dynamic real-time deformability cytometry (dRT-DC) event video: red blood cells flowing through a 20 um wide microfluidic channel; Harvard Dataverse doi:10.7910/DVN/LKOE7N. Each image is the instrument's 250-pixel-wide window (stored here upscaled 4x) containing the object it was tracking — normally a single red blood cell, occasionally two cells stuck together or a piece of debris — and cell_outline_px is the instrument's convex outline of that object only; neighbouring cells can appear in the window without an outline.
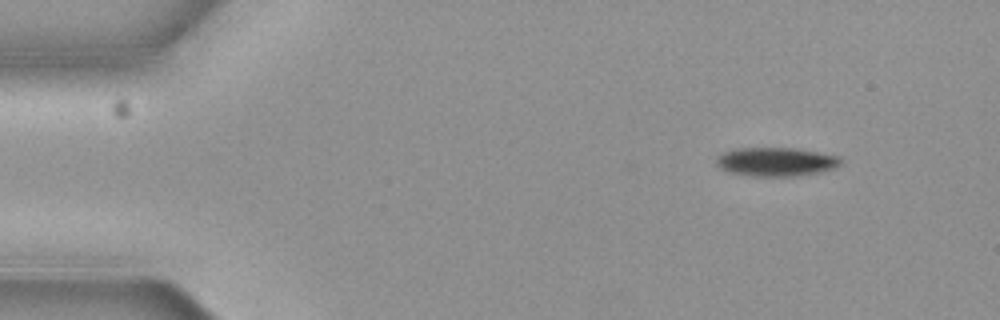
{"species": "common noctule bat (a hibernating species)", "species_latin": "Nyctalus noctula", "temperature_condition": "cold", "stored_images_in_passage": 5, "camera_frame_rate_fps": 3000, "um_per_image_px": 0.085, "animal": {"sex": "female", "body_mass_g": 19.3, "forearm_length_mm": 54.1}, "frame": {"image": 1, "passage_image": 1, "time_ms": 0.0, "image_size_px": [1000, 320], "cell_outline_px": [[840, 164], [832, 168], [820, 172], [796, 176], [752, 176], [728, 172], [720, 168], [716, 164], [716, 160], [724, 152], [740, 148], [792, 148], [840, 156]], "centroid_in_image_um": [65.94, 13.76], "position_along_channel_um": 19.1, "area_um2": 20.58}}
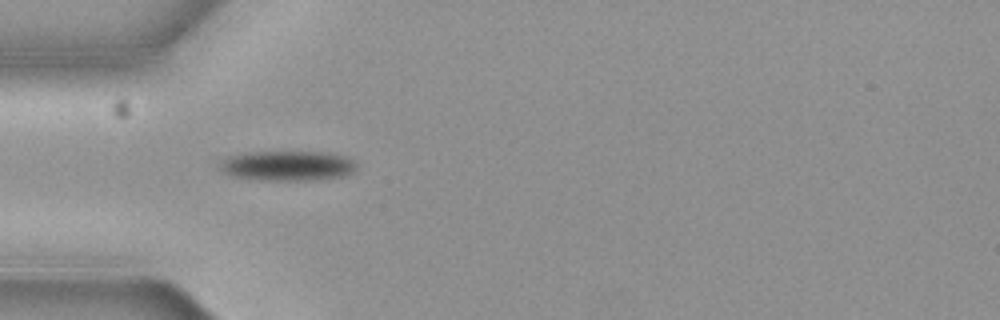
{"frame": {"image": 2, "passage_image": 4, "time_ms": 1.0, "image_size_px": [1000, 320], "cell_outline_px": [[356, 168], [352, 172], [344, 176], [312, 180], [264, 180], [232, 176], [224, 172], [220, 168], [220, 164], [228, 156], [248, 152], [320, 152], [344, 156], [352, 160], [356, 164]], "centroid_in_image_um": [24.44, 14.09], "position_along_channel_um": 60.6, "area_um2": 23.58}}
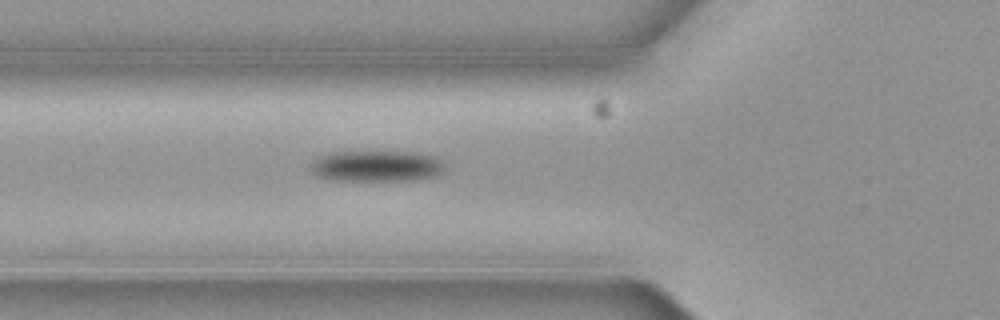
{"frame": {"image": 3, "passage_image": 5, "time_ms": 1.333, "image_size_px": [1000, 320], "cell_outline_px": [[444, 164], [440, 172], [432, 176], [412, 180], [328, 180], [316, 176], [312, 172], [312, 160], [320, 156], [332, 152], [420, 152], [436, 156]], "centroid_in_image_um": [31.97, 14.11], "position_along_channel_um": 93.8, "area_um2": 24.16}}